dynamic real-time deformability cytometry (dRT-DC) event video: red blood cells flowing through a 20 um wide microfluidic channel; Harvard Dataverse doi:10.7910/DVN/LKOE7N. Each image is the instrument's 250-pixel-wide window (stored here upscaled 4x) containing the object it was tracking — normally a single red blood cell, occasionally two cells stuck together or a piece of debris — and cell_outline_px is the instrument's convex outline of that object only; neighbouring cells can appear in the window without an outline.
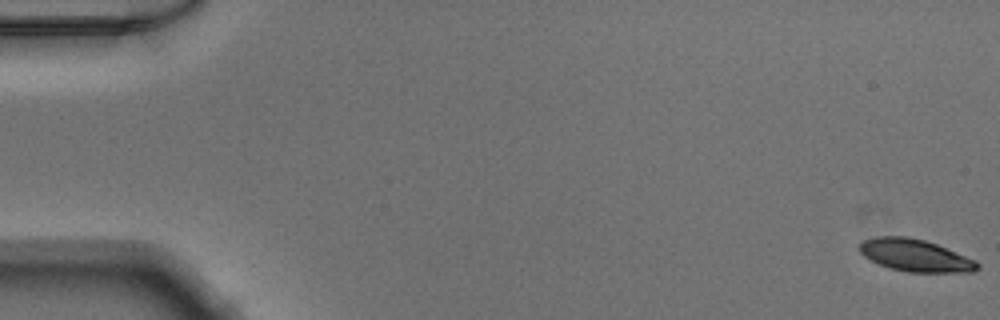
{"species": "Egyptian fruit bat (a non-hibernating species)", "species_latin": "Rousettus aegyptiacus", "temperature_condition": "warm", "stored_images_in_passage": 52, "camera_frame_rate_fps": 3000, "um_per_image_px": 0.085, "animal": {"sex": "male"}, "frame": {"image": 1, "passage_image": 1, "time_ms": 0.0, "image_size_px": [1000, 320], "cell_outline_px": [[980, 268], [972, 272], [908, 272], [888, 268], [864, 256], [860, 252], [860, 244], [864, 240], [876, 236], [908, 236], [924, 240], [936, 244], [976, 260], [980, 264]], "centroid_in_image_um": [77.81, 21.71], "position_along_channel_um": 7.2, "area_um2": 22.08}}
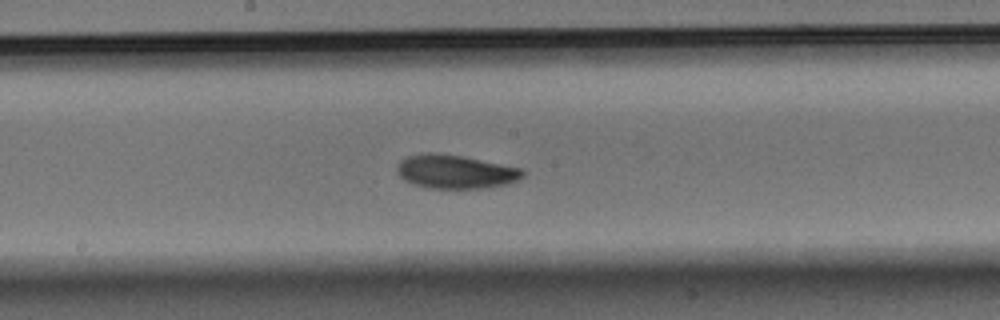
{"frame": {"image": 2, "passage_image": 28, "time_ms": 9.0, "image_size_px": [1000, 320], "cell_outline_px": [[524, 176], [516, 180], [504, 184], [480, 188], [428, 188], [412, 184], [404, 180], [396, 172], [396, 164], [400, 160], [408, 156], [424, 152], [436, 152], [460, 156], [524, 168]], "centroid_in_image_um": [38.65, 14.58], "position_along_channel_um": 209.5, "area_um2": 24.74}}
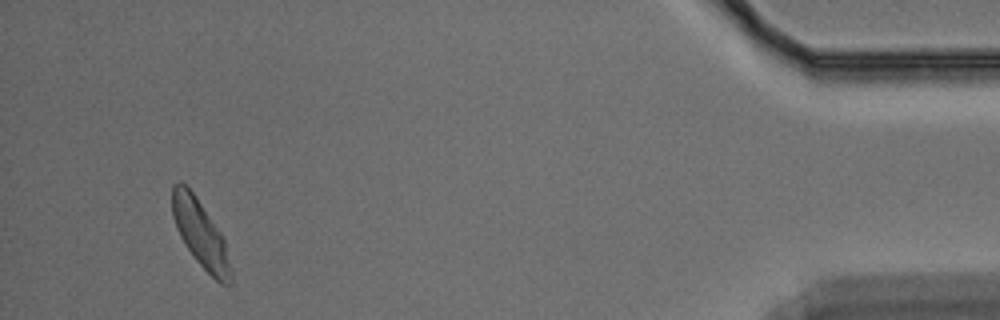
{"frame": {"image": 3, "passage_image": 49, "time_ms": 16.0, "image_size_px": [1000, 320], "cell_outline_px": [[232, 280], [228, 284], [220, 284], [196, 260], [180, 236], [176, 228], [172, 216], [172, 184], [180, 180], [192, 192], [220, 232], [224, 240], [232, 268]], "centroid_in_image_um": [17.03, 19.88], "position_along_channel_um": 418.2, "area_um2": 22.48}}